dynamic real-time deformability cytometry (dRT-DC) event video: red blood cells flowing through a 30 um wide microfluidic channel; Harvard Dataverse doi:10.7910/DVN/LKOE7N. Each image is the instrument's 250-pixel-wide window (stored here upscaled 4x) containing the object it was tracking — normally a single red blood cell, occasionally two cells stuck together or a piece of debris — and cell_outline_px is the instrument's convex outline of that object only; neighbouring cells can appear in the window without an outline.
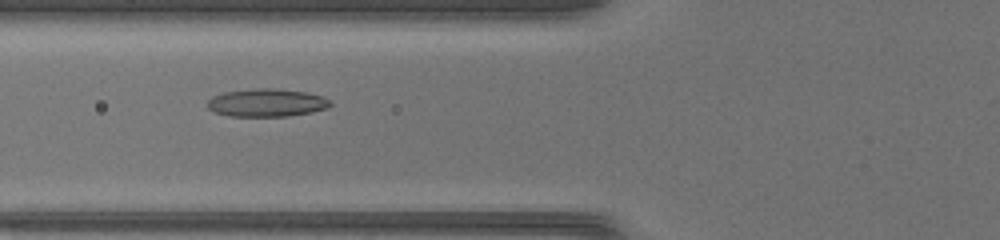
{"species": "common noctule bat (a hibernating species)", "species_latin": "Nyctalus noctula", "temperature_condition": "warm", "stored_images_in_passage": 36, "camera_frame_rate_fps": 3000, "um_per_image_px": 0.085, "animal": {"sex": "female", "body_mass_g": 17.0, "forearm_length_mm": 48.0}, "frame": {"image": 1, "passage_image": 9, "time_ms": 2.667, "image_size_px": [1000, 240], "cell_outline_px": [[332, 104], [328, 108], [288, 116], [228, 116], [212, 112], [208, 108], [208, 100], [212, 96], [224, 92], [256, 88], [272, 88], [308, 92], [324, 96]], "centroid_in_image_um": [22.65, 8.73], "position_along_channel_um": 103.2, "area_um2": 20.06}}
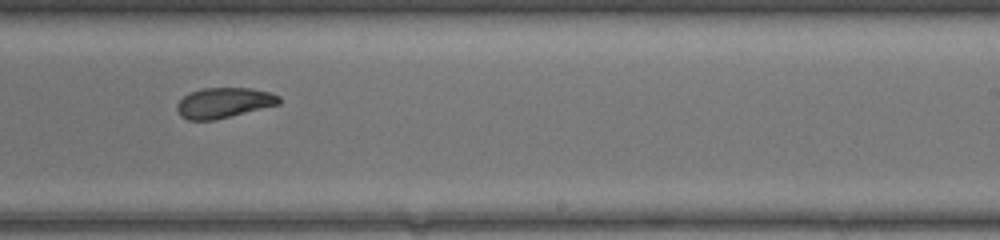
{"frame": {"image": 2, "passage_image": 20, "time_ms": 6.333, "image_size_px": [1000, 240], "cell_outline_px": [[280, 104], [212, 120], [188, 120], [180, 116], [176, 108], [176, 104], [184, 96], [200, 88], [252, 88], [272, 92], [280, 96]], "centroid_in_image_um": [19.03, 8.72], "position_along_channel_um": 270.0, "area_um2": 17.98}}
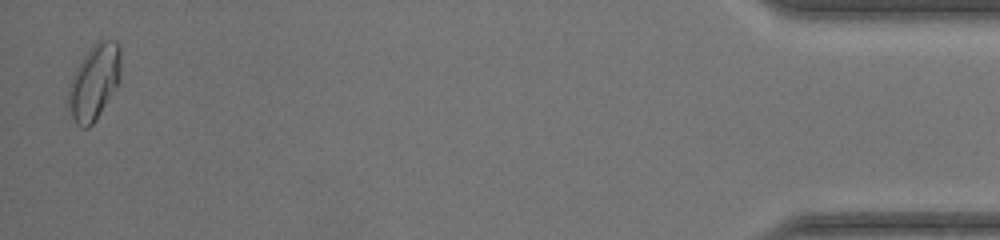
{"frame": {"image": 3, "passage_image": 36, "time_ms": 11.667, "image_size_px": [1000, 240], "cell_outline_px": [[120, 80], [100, 112], [92, 124], [88, 128], [80, 128], [76, 124], [72, 116], [68, 100], [68, 84], [76, 68], [92, 44], [96, 40], [116, 40], [120, 44]], "centroid_in_image_um": [8.0, 6.93], "position_along_channel_um": 427.2, "area_um2": 22.89}}